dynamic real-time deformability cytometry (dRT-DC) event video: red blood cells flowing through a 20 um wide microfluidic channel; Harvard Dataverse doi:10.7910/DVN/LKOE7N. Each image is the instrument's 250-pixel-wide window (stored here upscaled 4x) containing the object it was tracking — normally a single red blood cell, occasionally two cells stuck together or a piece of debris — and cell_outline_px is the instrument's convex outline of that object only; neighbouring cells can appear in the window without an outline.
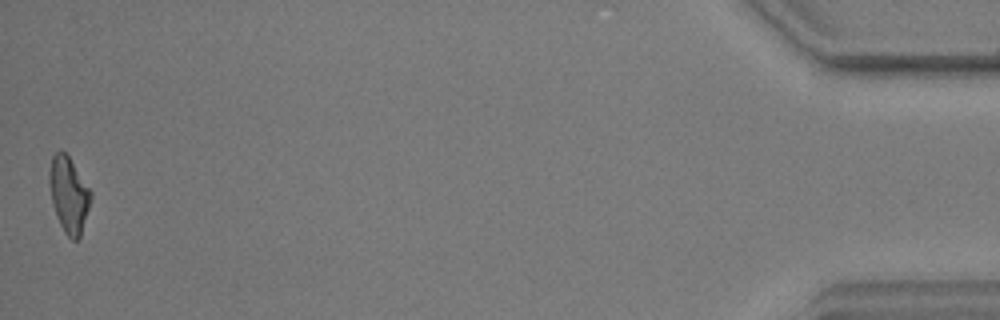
{"species": "common noctule bat (a hibernating species)", "species_latin": "Nyctalus noctula", "temperature_condition": "warm", "stored_images_in_passage": 39, "camera_frame_rate_fps": 3000, "um_per_image_px": 0.085, "animal": {"sex": "male", "body_mass_g": 17.9, "forearm_length_mm": 54.2}, "frame": {"image": 1, "passage_image": 39, "time_ms": 12.667, "image_size_px": [1000, 320], "cell_outline_px": [[92, 196], [80, 236], [76, 240], [72, 240], [64, 232], [56, 216], [52, 204], [48, 180], [48, 172], [52, 156], [60, 148], [68, 156], [92, 192]], "centroid_in_image_um": [5.82, 16.53], "position_along_channel_um": 429.4, "area_um2": 18.26}}